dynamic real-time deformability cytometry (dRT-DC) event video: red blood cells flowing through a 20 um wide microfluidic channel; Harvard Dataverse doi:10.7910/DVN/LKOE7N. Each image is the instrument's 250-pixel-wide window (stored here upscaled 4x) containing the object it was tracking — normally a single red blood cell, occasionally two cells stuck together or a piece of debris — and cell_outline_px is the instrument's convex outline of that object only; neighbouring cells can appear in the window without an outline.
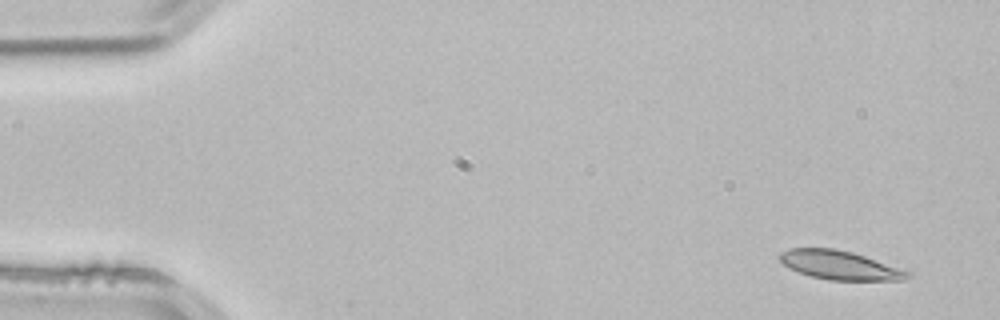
{"species": "common noctule bat (a hibernating species)", "species_latin": "Nyctalus noctula", "temperature_condition": "room temperature", "stored_images_in_passage": 3, "camera_frame_rate_fps": 3000, "um_per_image_px": 0.085, "animal": {"sex": "male", "body_mass_g": 21.5, "forearm_length_mm": 52.0}, "frame": {"image": 1, "passage_image": 1, "time_ms": 0.0, "image_size_px": [1000, 320], "cell_outline_px": [[912, 276], [904, 280], [828, 280], [812, 276], [800, 272], [784, 264], [780, 260], [780, 252], [788, 248], [836, 248], [852, 252], [912, 272]], "centroid_in_image_um": [71.41, 22.53], "position_along_channel_um": 13.6, "area_um2": 21.33}}